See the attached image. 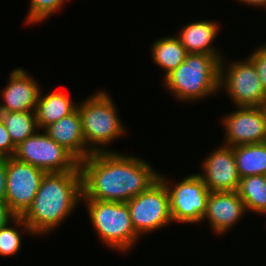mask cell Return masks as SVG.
<instances>
[{"label":"cell","mask_w":266,"mask_h":266,"mask_svg":"<svg viewBox=\"0 0 266 266\" xmlns=\"http://www.w3.org/2000/svg\"><path fill=\"white\" fill-rule=\"evenodd\" d=\"M203 179L210 192H236L239 188L240 175L236 167L231 146H220L208 155L202 163Z\"/></svg>","instance_id":"obj_12"},{"label":"cell","mask_w":266,"mask_h":266,"mask_svg":"<svg viewBox=\"0 0 266 266\" xmlns=\"http://www.w3.org/2000/svg\"><path fill=\"white\" fill-rule=\"evenodd\" d=\"M247 212L245 203L236 192H210L206 213L202 221L207 219L213 232L226 233Z\"/></svg>","instance_id":"obj_13"},{"label":"cell","mask_w":266,"mask_h":266,"mask_svg":"<svg viewBox=\"0 0 266 266\" xmlns=\"http://www.w3.org/2000/svg\"><path fill=\"white\" fill-rule=\"evenodd\" d=\"M15 227H9V223L0 228V255L1 256H14L21 249V236L20 231L17 230L21 226L22 230L31 233L29 226L25 223L21 216H16L13 220ZM17 227V228H16Z\"/></svg>","instance_id":"obj_22"},{"label":"cell","mask_w":266,"mask_h":266,"mask_svg":"<svg viewBox=\"0 0 266 266\" xmlns=\"http://www.w3.org/2000/svg\"><path fill=\"white\" fill-rule=\"evenodd\" d=\"M34 79L25 69L12 70L9 83L1 92L4 102L0 103V112L35 111L41 86Z\"/></svg>","instance_id":"obj_14"},{"label":"cell","mask_w":266,"mask_h":266,"mask_svg":"<svg viewBox=\"0 0 266 266\" xmlns=\"http://www.w3.org/2000/svg\"><path fill=\"white\" fill-rule=\"evenodd\" d=\"M241 178L266 175V142L232 147Z\"/></svg>","instance_id":"obj_18"},{"label":"cell","mask_w":266,"mask_h":266,"mask_svg":"<svg viewBox=\"0 0 266 266\" xmlns=\"http://www.w3.org/2000/svg\"><path fill=\"white\" fill-rule=\"evenodd\" d=\"M128 210L135 231L141 236L169 226L172 221L169 193L159 179L148 190L134 196L128 202Z\"/></svg>","instance_id":"obj_8"},{"label":"cell","mask_w":266,"mask_h":266,"mask_svg":"<svg viewBox=\"0 0 266 266\" xmlns=\"http://www.w3.org/2000/svg\"><path fill=\"white\" fill-rule=\"evenodd\" d=\"M244 4L252 5V6H259V7H265L266 6V0H238Z\"/></svg>","instance_id":"obj_28"},{"label":"cell","mask_w":266,"mask_h":266,"mask_svg":"<svg viewBox=\"0 0 266 266\" xmlns=\"http://www.w3.org/2000/svg\"><path fill=\"white\" fill-rule=\"evenodd\" d=\"M0 118L15 146L37 132L35 111L0 112Z\"/></svg>","instance_id":"obj_21"},{"label":"cell","mask_w":266,"mask_h":266,"mask_svg":"<svg viewBox=\"0 0 266 266\" xmlns=\"http://www.w3.org/2000/svg\"><path fill=\"white\" fill-rule=\"evenodd\" d=\"M151 50L153 62L165 72L164 78L182 64L188 55L177 36L162 37L156 40Z\"/></svg>","instance_id":"obj_19"},{"label":"cell","mask_w":266,"mask_h":266,"mask_svg":"<svg viewBox=\"0 0 266 266\" xmlns=\"http://www.w3.org/2000/svg\"><path fill=\"white\" fill-rule=\"evenodd\" d=\"M226 146L258 144L266 142L265 107L238 106L224 117Z\"/></svg>","instance_id":"obj_11"},{"label":"cell","mask_w":266,"mask_h":266,"mask_svg":"<svg viewBox=\"0 0 266 266\" xmlns=\"http://www.w3.org/2000/svg\"><path fill=\"white\" fill-rule=\"evenodd\" d=\"M16 151V146L11 140L4 122L0 118V153L3 157H13Z\"/></svg>","instance_id":"obj_25"},{"label":"cell","mask_w":266,"mask_h":266,"mask_svg":"<svg viewBox=\"0 0 266 266\" xmlns=\"http://www.w3.org/2000/svg\"><path fill=\"white\" fill-rule=\"evenodd\" d=\"M248 59L254 64L266 93V43L255 50Z\"/></svg>","instance_id":"obj_24"},{"label":"cell","mask_w":266,"mask_h":266,"mask_svg":"<svg viewBox=\"0 0 266 266\" xmlns=\"http://www.w3.org/2000/svg\"><path fill=\"white\" fill-rule=\"evenodd\" d=\"M45 174L38 167L7 157L5 201L16 216L31 206Z\"/></svg>","instance_id":"obj_10"},{"label":"cell","mask_w":266,"mask_h":266,"mask_svg":"<svg viewBox=\"0 0 266 266\" xmlns=\"http://www.w3.org/2000/svg\"><path fill=\"white\" fill-rule=\"evenodd\" d=\"M81 200L85 201L93 228L105 246L118 252L132 248L140 235L133 227L126 202Z\"/></svg>","instance_id":"obj_5"},{"label":"cell","mask_w":266,"mask_h":266,"mask_svg":"<svg viewBox=\"0 0 266 266\" xmlns=\"http://www.w3.org/2000/svg\"><path fill=\"white\" fill-rule=\"evenodd\" d=\"M110 97L105 91L100 90L87 97L77 107L84 141L92 153L110 151L107 150V144L121 137L126 130Z\"/></svg>","instance_id":"obj_4"},{"label":"cell","mask_w":266,"mask_h":266,"mask_svg":"<svg viewBox=\"0 0 266 266\" xmlns=\"http://www.w3.org/2000/svg\"><path fill=\"white\" fill-rule=\"evenodd\" d=\"M44 131L57 144L69 151L79 162L92 154L84 141L78 108L73 113L47 126Z\"/></svg>","instance_id":"obj_15"},{"label":"cell","mask_w":266,"mask_h":266,"mask_svg":"<svg viewBox=\"0 0 266 266\" xmlns=\"http://www.w3.org/2000/svg\"><path fill=\"white\" fill-rule=\"evenodd\" d=\"M238 195L246 210L266 214V175H253L240 179Z\"/></svg>","instance_id":"obj_20"},{"label":"cell","mask_w":266,"mask_h":266,"mask_svg":"<svg viewBox=\"0 0 266 266\" xmlns=\"http://www.w3.org/2000/svg\"><path fill=\"white\" fill-rule=\"evenodd\" d=\"M66 0H31L25 23L42 22L57 12Z\"/></svg>","instance_id":"obj_23"},{"label":"cell","mask_w":266,"mask_h":266,"mask_svg":"<svg viewBox=\"0 0 266 266\" xmlns=\"http://www.w3.org/2000/svg\"><path fill=\"white\" fill-rule=\"evenodd\" d=\"M42 131L36 132L16 146L13 157L46 173L74 171L79 166V161Z\"/></svg>","instance_id":"obj_6"},{"label":"cell","mask_w":266,"mask_h":266,"mask_svg":"<svg viewBox=\"0 0 266 266\" xmlns=\"http://www.w3.org/2000/svg\"><path fill=\"white\" fill-rule=\"evenodd\" d=\"M3 158H4L3 155L0 153V161H1Z\"/></svg>","instance_id":"obj_29"},{"label":"cell","mask_w":266,"mask_h":266,"mask_svg":"<svg viewBox=\"0 0 266 266\" xmlns=\"http://www.w3.org/2000/svg\"><path fill=\"white\" fill-rule=\"evenodd\" d=\"M82 198L128 202L159 180L147 161L119 152H96L79 162Z\"/></svg>","instance_id":"obj_1"},{"label":"cell","mask_w":266,"mask_h":266,"mask_svg":"<svg viewBox=\"0 0 266 266\" xmlns=\"http://www.w3.org/2000/svg\"><path fill=\"white\" fill-rule=\"evenodd\" d=\"M159 179L164 183L169 193L172 221L188 224L201 222L206 213L210 190L198 173L190 174L173 186L161 174Z\"/></svg>","instance_id":"obj_7"},{"label":"cell","mask_w":266,"mask_h":266,"mask_svg":"<svg viewBox=\"0 0 266 266\" xmlns=\"http://www.w3.org/2000/svg\"><path fill=\"white\" fill-rule=\"evenodd\" d=\"M81 198L79 166L74 171L46 173L31 206L21 217L32 234H47L71 215Z\"/></svg>","instance_id":"obj_2"},{"label":"cell","mask_w":266,"mask_h":266,"mask_svg":"<svg viewBox=\"0 0 266 266\" xmlns=\"http://www.w3.org/2000/svg\"><path fill=\"white\" fill-rule=\"evenodd\" d=\"M15 217L16 215L10 210L6 201H0V228L6 226Z\"/></svg>","instance_id":"obj_27"},{"label":"cell","mask_w":266,"mask_h":266,"mask_svg":"<svg viewBox=\"0 0 266 266\" xmlns=\"http://www.w3.org/2000/svg\"><path fill=\"white\" fill-rule=\"evenodd\" d=\"M216 23L215 21L199 20L187 24L179 32L177 37L188 54H210L216 56L220 61L222 60L220 52L213 46V41H215L219 30Z\"/></svg>","instance_id":"obj_16"},{"label":"cell","mask_w":266,"mask_h":266,"mask_svg":"<svg viewBox=\"0 0 266 266\" xmlns=\"http://www.w3.org/2000/svg\"><path fill=\"white\" fill-rule=\"evenodd\" d=\"M220 60L210 54H188L185 61L163 80L175 98L194 101L219 90Z\"/></svg>","instance_id":"obj_3"},{"label":"cell","mask_w":266,"mask_h":266,"mask_svg":"<svg viewBox=\"0 0 266 266\" xmlns=\"http://www.w3.org/2000/svg\"><path fill=\"white\" fill-rule=\"evenodd\" d=\"M223 63L222 59L219 88L226 90L233 104L236 107H265L266 93L254 64L247 58L244 61L231 63L226 71Z\"/></svg>","instance_id":"obj_9"},{"label":"cell","mask_w":266,"mask_h":266,"mask_svg":"<svg viewBox=\"0 0 266 266\" xmlns=\"http://www.w3.org/2000/svg\"><path fill=\"white\" fill-rule=\"evenodd\" d=\"M7 157L0 161V201L6 198Z\"/></svg>","instance_id":"obj_26"},{"label":"cell","mask_w":266,"mask_h":266,"mask_svg":"<svg viewBox=\"0 0 266 266\" xmlns=\"http://www.w3.org/2000/svg\"><path fill=\"white\" fill-rule=\"evenodd\" d=\"M77 107L78 104L73 103L62 91L50 92L45 95H41L40 92L35 109L38 128L44 130L52 123L73 113Z\"/></svg>","instance_id":"obj_17"}]
</instances>
